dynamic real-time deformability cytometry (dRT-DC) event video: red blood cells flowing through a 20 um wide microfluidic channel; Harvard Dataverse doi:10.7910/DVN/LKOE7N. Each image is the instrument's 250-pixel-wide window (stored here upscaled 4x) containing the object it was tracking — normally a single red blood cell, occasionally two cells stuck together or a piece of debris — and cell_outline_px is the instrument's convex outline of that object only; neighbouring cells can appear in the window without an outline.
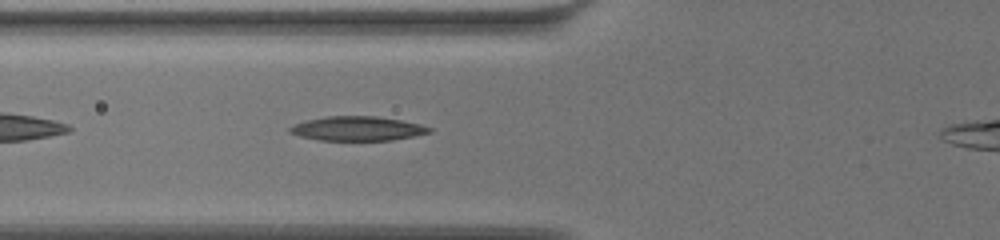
{"species": "common noctule bat (a hibernating species)", "species_latin": "Nyctalus noctula", "temperature_condition": "warm", "stored_images_in_passage": 24, "camera_frame_rate_fps": 3000, "um_per_image_px": 0.085, "animal": {"sex": "female", "body_mass_g": 19.5, "forearm_length_mm": 54.1}, "frame": {"image": 1, "passage_image": 4, "time_ms": 1.0, "image_size_px": [1000, 240], "cell_outline_px": [[432, 132], [392, 140], [320, 140], [300, 136], [288, 132], [288, 128], [296, 124], [308, 120], [324, 116], [376, 116], [400, 120], [420, 124], [432, 128]], "centroid_in_image_um": [30.38, 10.92], "position_along_channel_um": 95.4, "area_um2": 19.59}}
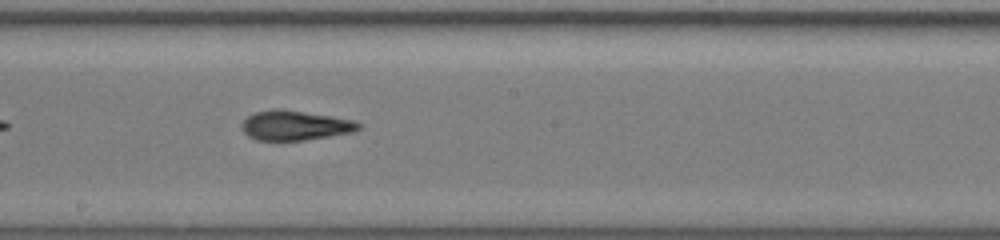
{"frame": {"image": 2, "passage_image": 11, "time_ms": 3.333, "image_size_px": [1000, 240], "cell_outline_px": [[364, 124], [356, 132], [304, 140], [256, 140], [248, 136], [240, 128], [240, 124], [248, 116], [256, 112], [272, 108], [280, 108], [332, 116], [356, 120]], "centroid_in_image_um": [25.11, 10.65], "position_along_channel_um": 223.1, "area_um2": 20.58}}
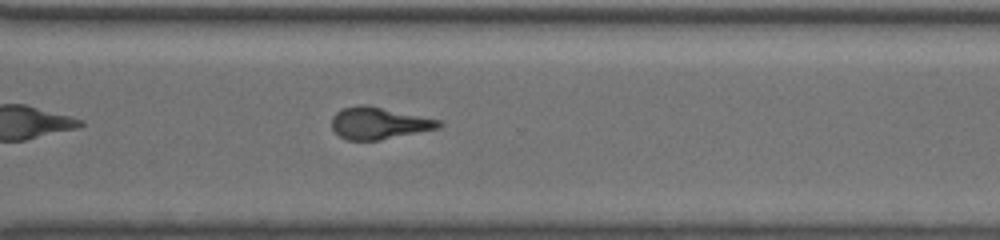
{"frame": {"image": 3, "passage_image": 17, "time_ms": 5.333, "image_size_px": [1000, 240], "cell_outline_px": [[444, 124], [440, 128], [380, 140], [348, 140], [340, 136], [332, 128], [332, 116], [336, 112], [344, 108], [356, 104], [368, 104], [440, 120]], "centroid_in_image_um": [32.21, 10.46], "position_along_channel_um": 338.4, "area_um2": 20.06}}